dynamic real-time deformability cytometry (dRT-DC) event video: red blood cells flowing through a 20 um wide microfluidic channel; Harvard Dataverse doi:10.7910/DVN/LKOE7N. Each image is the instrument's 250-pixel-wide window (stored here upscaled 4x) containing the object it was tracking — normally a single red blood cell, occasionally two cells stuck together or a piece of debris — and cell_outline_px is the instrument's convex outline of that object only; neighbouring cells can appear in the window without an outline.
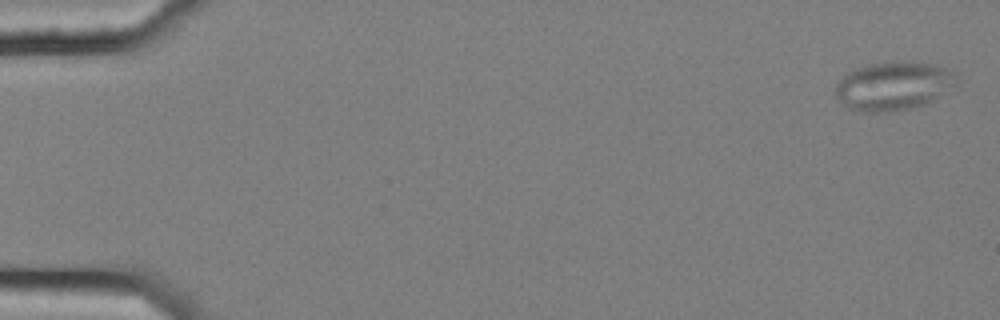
{"species": "common noctule bat (a hibernating species)", "species_latin": "Nyctalus noctula", "temperature_condition": "cold", "stored_images_in_passage": 6, "camera_frame_rate_fps": 3000, "um_per_image_px": 0.085, "animal": {"sex": "female", "body_mass_g": 25.1}, "frame": {"image": 1, "passage_image": 6, "time_ms": 1.667, "image_size_px": [1000, 320], "cell_outline_px": [[960, 76], [956, 84], [932, 100], [924, 104], [912, 108], [892, 112], [860, 112], [848, 108], [836, 96], [836, 84], [848, 72], [856, 68], [868, 64], [936, 64], [960, 72]], "centroid_in_image_um": [75.98, 7.34], "position_along_channel_um": 9.0, "area_um2": 33.76}}